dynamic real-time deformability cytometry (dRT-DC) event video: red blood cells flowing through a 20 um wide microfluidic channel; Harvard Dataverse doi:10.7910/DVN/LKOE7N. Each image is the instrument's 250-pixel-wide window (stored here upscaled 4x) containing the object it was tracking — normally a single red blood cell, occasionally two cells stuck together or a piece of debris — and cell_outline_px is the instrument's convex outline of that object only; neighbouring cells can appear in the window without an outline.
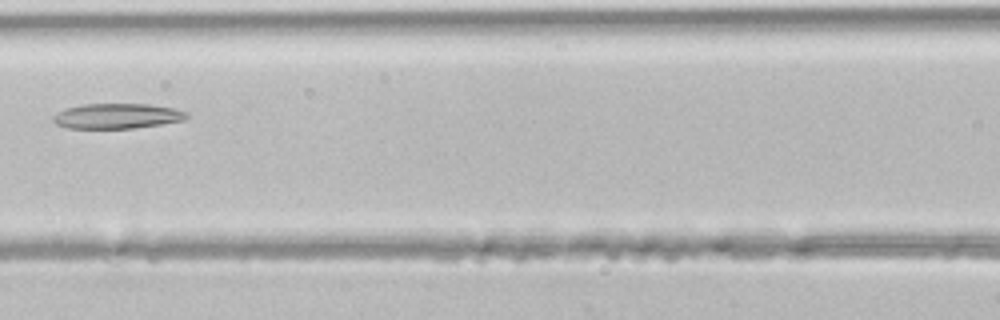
{"species": "common noctule bat (a hibernating species)", "species_latin": "Nyctalus noctula", "temperature_condition": "room temperature", "stored_images_in_passage": 18, "camera_frame_rate_fps": 3000, "um_per_image_px": 0.085, "animal": {"sex": "male", "body_mass_g": 21.5, "forearm_length_mm": 52.0}, "frame": {"image": 1, "passage_image": 6, "time_ms": 1.667, "image_size_px": [1000, 320], "cell_outline_px": [[188, 116], [184, 120], [136, 128], [68, 128], [56, 124], [52, 120], [52, 116], [56, 112], [64, 108], [80, 104], [148, 104], [172, 108], [188, 112]], "centroid_in_image_um": [9.9, 9.86], "position_along_channel_um": 156.7, "area_um2": 19.65}}
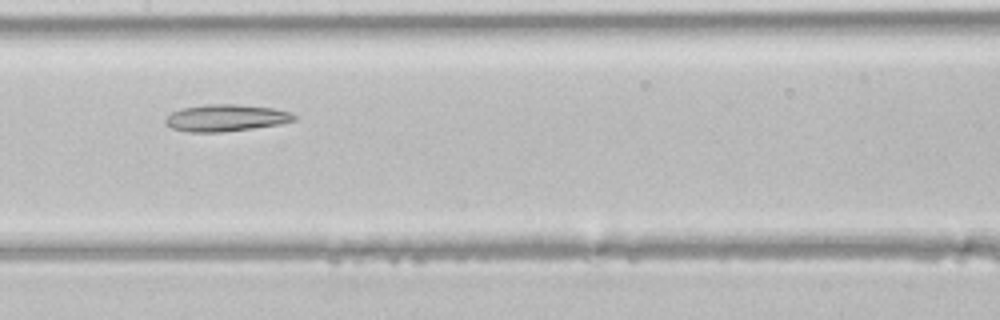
{"frame": {"image": 2, "passage_image": 8, "time_ms": 2.333, "image_size_px": [1000, 320], "cell_outline_px": [[296, 120], [280, 124], [252, 128], [220, 132], [188, 132], [172, 128], [164, 124], [164, 120], [172, 112], [184, 108], [204, 104], [236, 104], [272, 108], [288, 112], [296, 116]], "centroid_in_image_um": [19.17, 10.02], "position_along_channel_um": 188.2, "area_um2": 20.0}}